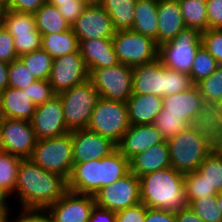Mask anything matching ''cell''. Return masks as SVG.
Wrapping results in <instances>:
<instances>
[{"label":"cell","mask_w":222,"mask_h":222,"mask_svg":"<svg viewBox=\"0 0 222 222\" xmlns=\"http://www.w3.org/2000/svg\"><path fill=\"white\" fill-rule=\"evenodd\" d=\"M67 191V180L62 175L41 168L30 158L21 160L14 191L19 208L46 209Z\"/></svg>","instance_id":"6da1fadb"},{"label":"cell","mask_w":222,"mask_h":222,"mask_svg":"<svg viewBox=\"0 0 222 222\" xmlns=\"http://www.w3.org/2000/svg\"><path fill=\"white\" fill-rule=\"evenodd\" d=\"M140 199L148 208L177 212L188 206L184 193V174L172 167L139 177Z\"/></svg>","instance_id":"7a4b0ae2"},{"label":"cell","mask_w":222,"mask_h":222,"mask_svg":"<svg viewBox=\"0 0 222 222\" xmlns=\"http://www.w3.org/2000/svg\"><path fill=\"white\" fill-rule=\"evenodd\" d=\"M132 70V94L164 97L184 92L194 86L188 74L165 67L159 58L150 63L133 66Z\"/></svg>","instance_id":"3957f363"},{"label":"cell","mask_w":222,"mask_h":222,"mask_svg":"<svg viewBox=\"0 0 222 222\" xmlns=\"http://www.w3.org/2000/svg\"><path fill=\"white\" fill-rule=\"evenodd\" d=\"M171 167L183 174L194 172L213 151L190 125L167 140Z\"/></svg>","instance_id":"277c9868"},{"label":"cell","mask_w":222,"mask_h":222,"mask_svg":"<svg viewBox=\"0 0 222 222\" xmlns=\"http://www.w3.org/2000/svg\"><path fill=\"white\" fill-rule=\"evenodd\" d=\"M30 159L41 168L69 178L73 162L72 131L37 140Z\"/></svg>","instance_id":"5b68a950"},{"label":"cell","mask_w":222,"mask_h":222,"mask_svg":"<svg viewBox=\"0 0 222 222\" xmlns=\"http://www.w3.org/2000/svg\"><path fill=\"white\" fill-rule=\"evenodd\" d=\"M58 95L62 102L67 129L74 131L87 128L92 111L101 98L92 82L88 79Z\"/></svg>","instance_id":"8992f818"},{"label":"cell","mask_w":222,"mask_h":222,"mask_svg":"<svg viewBox=\"0 0 222 222\" xmlns=\"http://www.w3.org/2000/svg\"><path fill=\"white\" fill-rule=\"evenodd\" d=\"M129 127L127 104L100 98L86 129L109 138L117 145Z\"/></svg>","instance_id":"52a82bcc"},{"label":"cell","mask_w":222,"mask_h":222,"mask_svg":"<svg viewBox=\"0 0 222 222\" xmlns=\"http://www.w3.org/2000/svg\"><path fill=\"white\" fill-rule=\"evenodd\" d=\"M201 46V33L196 29L185 28L171 41L159 46L158 58L165 67L189 75Z\"/></svg>","instance_id":"ba28073f"},{"label":"cell","mask_w":222,"mask_h":222,"mask_svg":"<svg viewBox=\"0 0 222 222\" xmlns=\"http://www.w3.org/2000/svg\"><path fill=\"white\" fill-rule=\"evenodd\" d=\"M89 80L102 99L125 102L132 96L133 70L131 66L117 64L108 68L92 69Z\"/></svg>","instance_id":"9c48e42d"},{"label":"cell","mask_w":222,"mask_h":222,"mask_svg":"<svg viewBox=\"0 0 222 222\" xmlns=\"http://www.w3.org/2000/svg\"><path fill=\"white\" fill-rule=\"evenodd\" d=\"M112 42L121 64L133 67L158 58L159 46L156 41L132 29L116 31Z\"/></svg>","instance_id":"30bf717a"},{"label":"cell","mask_w":222,"mask_h":222,"mask_svg":"<svg viewBox=\"0 0 222 222\" xmlns=\"http://www.w3.org/2000/svg\"><path fill=\"white\" fill-rule=\"evenodd\" d=\"M3 27L13 36L18 57L41 49L42 35L36 29L34 13L17 12L6 8Z\"/></svg>","instance_id":"8fae6325"},{"label":"cell","mask_w":222,"mask_h":222,"mask_svg":"<svg viewBox=\"0 0 222 222\" xmlns=\"http://www.w3.org/2000/svg\"><path fill=\"white\" fill-rule=\"evenodd\" d=\"M97 206L117 212L141 202L140 180L129 172L113 184L101 188L95 195Z\"/></svg>","instance_id":"7c38bea8"},{"label":"cell","mask_w":222,"mask_h":222,"mask_svg":"<svg viewBox=\"0 0 222 222\" xmlns=\"http://www.w3.org/2000/svg\"><path fill=\"white\" fill-rule=\"evenodd\" d=\"M88 79L89 72L79 51L53 59L49 82L57 95Z\"/></svg>","instance_id":"4fadbf2b"},{"label":"cell","mask_w":222,"mask_h":222,"mask_svg":"<svg viewBox=\"0 0 222 222\" xmlns=\"http://www.w3.org/2000/svg\"><path fill=\"white\" fill-rule=\"evenodd\" d=\"M36 142L30 121L2 118V151L22 159L30 158Z\"/></svg>","instance_id":"5bb4252c"},{"label":"cell","mask_w":222,"mask_h":222,"mask_svg":"<svg viewBox=\"0 0 222 222\" xmlns=\"http://www.w3.org/2000/svg\"><path fill=\"white\" fill-rule=\"evenodd\" d=\"M71 28L78 41L112 38L116 32L111 17L99 3H88Z\"/></svg>","instance_id":"9a60e30c"},{"label":"cell","mask_w":222,"mask_h":222,"mask_svg":"<svg viewBox=\"0 0 222 222\" xmlns=\"http://www.w3.org/2000/svg\"><path fill=\"white\" fill-rule=\"evenodd\" d=\"M93 195L67 191L57 202L46 208L53 222H89L93 207Z\"/></svg>","instance_id":"2e32d148"},{"label":"cell","mask_w":222,"mask_h":222,"mask_svg":"<svg viewBox=\"0 0 222 222\" xmlns=\"http://www.w3.org/2000/svg\"><path fill=\"white\" fill-rule=\"evenodd\" d=\"M31 123L37 140L53 138L70 132L66 127L59 95L36 106Z\"/></svg>","instance_id":"e0dca14e"},{"label":"cell","mask_w":222,"mask_h":222,"mask_svg":"<svg viewBox=\"0 0 222 222\" xmlns=\"http://www.w3.org/2000/svg\"><path fill=\"white\" fill-rule=\"evenodd\" d=\"M72 146L74 163L102 159L117 148L109 138L86 128L72 131Z\"/></svg>","instance_id":"ac0fdd59"},{"label":"cell","mask_w":222,"mask_h":222,"mask_svg":"<svg viewBox=\"0 0 222 222\" xmlns=\"http://www.w3.org/2000/svg\"><path fill=\"white\" fill-rule=\"evenodd\" d=\"M191 126L213 150H222V109L218 102L203 100Z\"/></svg>","instance_id":"d6986e66"},{"label":"cell","mask_w":222,"mask_h":222,"mask_svg":"<svg viewBox=\"0 0 222 222\" xmlns=\"http://www.w3.org/2000/svg\"><path fill=\"white\" fill-rule=\"evenodd\" d=\"M164 141L161 132L153 124L130 125L116 146L130 161L135 155Z\"/></svg>","instance_id":"ffe728a7"},{"label":"cell","mask_w":222,"mask_h":222,"mask_svg":"<svg viewBox=\"0 0 222 222\" xmlns=\"http://www.w3.org/2000/svg\"><path fill=\"white\" fill-rule=\"evenodd\" d=\"M67 189L74 193L94 196L101 189V159L74 163L67 179Z\"/></svg>","instance_id":"44dd1931"},{"label":"cell","mask_w":222,"mask_h":222,"mask_svg":"<svg viewBox=\"0 0 222 222\" xmlns=\"http://www.w3.org/2000/svg\"><path fill=\"white\" fill-rule=\"evenodd\" d=\"M203 101L196 85L190 89L163 97V108L160 113L178 115L188 126L196 118Z\"/></svg>","instance_id":"7402d4cb"},{"label":"cell","mask_w":222,"mask_h":222,"mask_svg":"<svg viewBox=\"0 0 222 222\" xmlns=\"http://www.w3.org/2000/svg\"><path fill=\"white\" fill-rule=\"evenodd\" d=\"M79 52L88 72L119 64L112 38L79 41Z\"/></svg>","instance_id":"603a6c76"},{"label":"cell","mask_w":222,"mask_h":222,"mask_svg":"<svg viewBox=\"0 0 222 222\" xmlns=\"http://www.w3.org/2000/svg\"><path fill=\"white\" fill-rule=\"evenodd\" d=\"M36 105L28 97L26 90L7 87L0 93V117L30 121Z\"/></svg>","instance_id":"cb8c5ba5"},{"label":"cell","mask_w":222,"mask_h":222,"mask_svg":"<svg viewBox=\"0 0 222 222\" xmlns=\"http://www.w3.org/2000/svg\"><path fill=\"white\" fill-rule=\"evenodd\" d=\"M158 20V46L187 28L178 0H158Z\"/></svg>","instance_id":"d4e9b609"},{"label":"cell","mask_w":222,"mask_h":222,"mask_svg":"<svg viewBox=\"0 0 222 222\" xmlns=\"http://www.w3.org/2000/svg\"><path fill=\"white\" fill-rule=\"evenodd\" d=\"M126 104L130 125L152 124L163 108V97L153 94H132Z\"/></svg>","instance_id":"484cf974"},{"label":"cell","mask_w":222,"mask_h":222,"mask_svg":"<svg viewBox=\"0 0 222 222\" xmlns=\"http://www.w3.org/2000/svg\"><path fill=\"white\" fill-rule=\"evenodd\" d=\"M129 165L130 172L138 178L145 174L171 167L167 141L155 144L144 152L135 155L129 161Z\"/></svg>","instance_id":"4316f807"},{"label":"cell","mask_w":222,"mask_h":222,"mask_svg":"<svg viewBox=\"0 0 222 222\" xmlns=\"http://www.w3.org/2000/svg\"><path fill=\"white\" fill-rule=\"evenodd\" d=\"M158 0H137L132 30L156 41L158 45Z\"/></svg>","instance_id":"83f0119b"},{"label":"cell","mask_w":222,"mask_h":222,"mask_svg":"<svg viewBox=\"0 0 222 222\" xmlns=\"http://www.w3.org/2000/svg\"><path fill=\"white\" fill-rule=\"evenodd\" d=\"M116 31L132 29L137 0H100Z\"/></svg>","instance_id":"f1b7e54d"},{"label":"cell","mask_w":222,"mask_h":222,"mask_svg":"<svg viewBox=\"0 0 222 222\" xmlns=\"http://www.w3.org/2000/svg\"><path fill=\"white\" fill-rule=\"evenodd\" d=\"M41 49L46 51L52 59L79 51V41L73 29L56 34L42 35Z\"/></svg>","instance_id":"f546056e"},{"label":"cell","mask_w":222,"mask_h":222,"mask_svg":"<svg viewBox=\"0 0 222 222\" xmlns=\"http://www.w3.org/2000/svg\"><path fill=\"white\" fill-rule=\"evenodd\" d=\"M36 29L41 35L66 32L71 29L56 6L43 4L35 13Z\"/></svg>","instance_id":"4dcf8cb0"},{"label":"cell","mask_w":222,"mask_h":222,"mask_svg":"<svg viewBox=\"0 0 222 222\" xmlns=\"http://www.w3.org/2000/svg\"><path fill=\"white\" fill-rule=\"evenodd\" d=\"M129 172V160L116 148L101 159V188L113 184Z\"/></svg>","instance_id":"1f68e13d"},{"label":"cell","mask_w":222,"mask_h":222,"mask_svg":"<svg viewBox=\"0 0 222 222\" xmlns=\"http://www.w3.org/2000/svg\"><path fill=\"white\" fill-rule=\"evenodd\" d=\"M183 20L187 28L200 33L208 30L206 0H178Z\"/></svg>","instance_id":"d6a6232c"},{"label":"cell","mask_w":222,"mask_h":222,"mask_svg":"<svg viewBox=\"0 0 222 222\" xmlns=\"http://www.w3.org/2000/svg\"><path fill=\"white\" fill-rule=\"evenodd\" d=\"M19 59L36 80H49L53 59L46 51L39 49L24 54Z\"/></svg>","instance_id":"836d02e7"},{"label":"cell","mask_w":222,"mask_h":222,"mask_svg":"<svg viewBox=\"0 0 222 222\" xmlns=\"http://www.w3.org/2000/svg\"><path fill=\"white\" fill-rule=\"evenodd\" d=\"M197 171L211 188L222 192V150H213L200 164Z\"/></svg>","instance_id":"e575fe53"},{"label":"cell","mask_w":222,"mask_h":222,"mask_svg":"<svg viewBox=\"0 0 222 222\" xmlns=\"http://www.w3.org/2000/svg\"><path fill=\"white\" fill-rule=\"evenodd\" d=\"M184 193L187 204L203 196L217 195V191L211 188L205 178L196 170L184 174Z\"/></svg>","instance_id":"d590c367"},{"label":"cell","mask_w":222,"mask_h":222,"mask_svg":"<svg viewBox=\"0 0 222 222\" xmlns=\"http://www.w3.org/2000/svg\"><path fill=\"white\" fill-rule=\"evenodd\" d=\"M22 158L0 151V187L14 194L18 167Z\"/></svg>","instance_id":"8d00e7d4"},{"label":"cell","mask_w":222,"mask_h":222,"mask_svg":"<svg viewBox=\"0 0 222 222\" xmlns=\"http://www.w3.org/2000/svg\"><path fill=\"white\" fill-rule=\"evenodd\" d=\"M217 61L202 46L197 50L189 76L194 85L209 77L218 67Z\"/></svg>","instance_id":"74e56055"},{"label":"cell","mask_w":222,"mask_h":222,"mask_svg":"<svg viewBox=\"0 0 222 222\" xmlns=\"http://www.w3.org/2000/svg\"><path fill=\"white\" fill-rule=\"evenodd\" d=\"M188 206L204 222H222V211L218 206L217 195L195 199Z\"/></svg>","instance_id":"f35d334b"},{"label":"cell","mask_w":222,"mask_h":222,"mask_svg":"<svg viewBox=\"0 0 222 222\" xmlns=\"http://www.w3.org/2000/svg\"><path fill=\"white\" fill-rule=\"evenodd\" d=\"M203 100L218 102L222 97V66H218L209 77L196 84Z\"/></svg>","instance_id":"ab89813d"},{"label":"cell","mask_w":222,"mask_h":222,"mask_svg":"<svg viewBox=\"0 0 222 222\" xmlns=\"http://www.w3.org/2000/svg\"><path fill=\"white\" fill-rule=\"evenodd\" d=\"M152 124L161 132L166 141L188 126L178 115L165 113H159Z\"/></svg>","instance_id":"60d3db41"},{"label":"cell","mask_w":222,"mask_h":222,"mask_svg":"<svg viewBox=\"0 0 222 222\" xmlns=\"http://www.w3.org/2000/svg\"><path fill=\"white\" fill-rule=\"evenodd\" d=\"M8 87L15 89H25L36 81L32 73L26 68L20 59L9 63Z\"/></svg>","instance_id":"b9f144b4"},{"label":"cell","mask_w":222,"mask_h":222,"mask_svg":"<svg viewBox=\"0 0 222 222\" xmlns=\"http://www.w3.org/2000/svg\"><path fill=\"white\" fill-rule=\"evenodd\" d=\"M201 45L222 66V29H208L201 33Z\"/></svg>","instance_id":"7bdbcfd3"},{"label":"cell","mask_w":222,"mask_h":222,"mask_svg":"<svg viewBox=\"0 0 222 222\" xmlns=\"http://www.w3.org/2000/svg\"><path fill=\"white\" fill-rule=\"evenodd\" d=\"M28 97L36 105H41L57 95L49 80H36L30 86L25 88Z\"/></svg>","instance_id":"ee69618b"},{"label":"cell","mask_w":222,"mask_h":222,"mask_svg":"<svg viewBox=\"0 0 222 222\" xmlns=\"http://www.w3.org/2000/svg\"><path fill=\"white\" fill-rule=\"evenodd\" d=\"M19 59L15 51L13 36L2 26L0 27V61L11 63Z\"/></svg>","instance_id":"f6af8a7d"},{"label":"cell","mask_w":222,"mask_h":222,"mask_svg":"<svg viewBox=\"0 0 222 222\" xmlns=\"http://www.w3.org/2000/svg\"><path fill=\"white\" fill-rule=\"evenodd\" d=\"M88 5L86 0H74V2L61 3L57 8L64 19L72 26Z\"/></svg>","instance_id":"bcb514c9"},{"label":"cell","mask_w":222,"mask_h":222,"mask_svg":"<svg viewBox=\"0 0 222 222\" xmlns=\"http://www.w3.org/2000/svg\"><path fill=\"white\" fill-rule=\"evenodd\" d=\"M147 206L142 202L116 212V222H144Z\"/></svg>","instance_id":"7dc6e473"},{"label":"cell","mask_w":222,"mask_h":222,"mask_svg":"<svg viewBox=\"0 0 222 222\" xmlns=\"http://www.w3.org/2000/svg\"><path fill=\"white\" fill-rule=\"evenodd\" d=\"M19 216L10 222H53L51 215L46 209H21Z\"/></svg>","instance_id":"c3c4849f"},{"label":"cell","mask_w":222,"mask_h":222,"mask_svg":"<svg viewBox=\"0 0 222 222\" xmlns=\"http://www.w3.org/2000/svg\"><path fill=\"white\" fill-rule=\"evenodd\" d=\"M208 29H222V0H206Z\"/></svg>","instance_id":"681fc988"},{"label":"cell","mask_w":222,"mask_h":222,"mask_svg":"<svg viewBox=\"0 0 222 222\" xmlns=\"http://www.w3.org/2000/svg\"><path fill=\"white\" fill-rule=\"evenodd\" d=\"M45 3L46 0H12L7 9L17 12L35 13Z\"/></svg>","instance_id":"f907efd6"},{"label":"cell","mask_w":222,"mask_h":222,"mask_svg":"<svg viewBox=\"0 0 222 222\" xmlns=\"http://www.w3.org/2000/svg\"><path fill=\"white\" fill-rule=\"evenodd\" d=\"M144 222H177L176 213L160 209L147 208Z\"/></svg>","instance_id":"816d5d0a"},{"label":"cell","mask_w":222,"mask_h":222,"mask_svg":"<svg viewBox=\"0 0 222 222\" xmlns=\"http://www.w3.org/2000/svg\"><path fill=\"white\" fill-rule=\"evenodd\" d=\"M116 212L95 205L92 209L89 222H115Z\"/></svg>","instance_id":"f5cc1de1"},{"label":"cell","mask_w":222,"mask_h":222,"mask_svg":"<svg viewBox=\"0 0 222 222\" xmlns=\"http://www.w3.org/2000/svg\"><path fill=\"white\" fill-rule=\"evenodd\" d=\"M176 221L177 222H204L200 219L192 209L187 206L186 208L180 209L176 212Z\"/></svg>","instance_id":"db71d44e"},{"label":"cell","mask_w":222,"mask_h":222,"mask_svg":"<svg viewBox=\"0 0 222 222\" xmlns=\"http://www.w3.org/2000/svg\"><path fill=\"white\" fill-rule=\"evenodd\" d=\"M9 63L0 61V93L8 87V73Z\"/></svg>","instance_id":"11a10c76"},{"label":"cell","mask_w":222,"mask_h":222,"mask_svg":"<svg viewBox=\"0 0 222 222\" xmlns=\"http://www.w3.org/2000/svg\"><path fill=\"white\" fill-rule=\"evenodd\" d=\"M10 196H12L8 191L4 188L0 187V210H10L9 208V201Z\"/></svg>","instance_id":"9f6ffc18"},{"label":"cell","mask_w":222,"mask_h":222,"mask_svg":"<svg viewBox=\"0 0 222 222\" xmlns=\"http://www.w3.org/2000/svg\"><path fill=\"white\" fill-rule=\"evenodd\" d=\"M10 210H0V222H10Z\"/></svg>","instance_id":"6f0895ef"},{"label":"cell","mask_w":222,"mask_h":222,"mask_svg":"<svg viewBox=\"0 0 222 222\" xmlns=\"http://www.w3.org/2000/svg\"><path fill=\"white\" fill-rule=\"evenodd\" d=\"M66 2H74V0H46V3L56 7L60 6L61 3H66Z\"/></svg>","instance_id":"680465c9"},{"label":"cell","mask_w":222,"mask_h":222,"mask_svg":"<svg viewBox=\"0 0 222 222\" xmlns=\"http://www.w3.org/2000/svg\"><path fill=\"white\" fill-rule=\"evenodd\" d=\"M5 7L0 4V27L3 26V17H4V12H5Z\"/></svg>","instance_id":"91938a15"},{"label":"cell","mask_w":222,"mask_h":222,"mask_svg":"<svg viewBox=\"0 0 222 222\" xmlns=\"http://www.w3.org/2000/svg\"><path fill=\"white\" fill-rule=\"evenodd\" d=\"M217 202H218V206L222 211V192L217 193Z\"/></svg>","instance_id":"94428289"},{"label":"cell","mask_w":222,"mask_h":222,"mask_svg":"<svg viewBox=\"0 0 222 222\" xmlns=\"http://www.w3.org/2000/svg\"><path fill=\"white\" fill-rule=\"evenodd\" d=\"M0 151H2V118L0 117Z\"/></svg>","instance_id":"6125c7cd"},{"label":"cell","mask_w":222,"mask_h":222,"mask_svg":"<svg viewBox=\"0 0 222 222\" xmlns=\"http://www.w3.org/2000/svg\"><path fill=\"white\" fill-rule=\"evenodd\" d=\"M11 2L12 0H0V4H2L5 8H7Z\"/></svg>","instance_id":"be15d7a7"},{"label":"cell","mask_w":222,"mask_h":222,"mask_svg":"<svg viewBox=\"0 0 222 222\" xmlns=\"http://www.w3.org/2000/svg\"><path fill=\"white\" fill-rule=\"evenodd\" d=\"M88 3H99L100 0H86Z\"/></svg>","instance_id":"e7e4bbea"},{"label":"cell","mask_w":222,"mask_h":222,"mask_svg":"<svg viewBox=\"0 0 222 222\" xmlns=\"http://www.w3.org/2000/svg\"><path fill=\"white\" fill-rule=\"evenodd\" d=\"M218 103H219V107L222 109V97H221V99L218 101Z\"/></svg>","instance_id":"03108f58"}]
</instances>
